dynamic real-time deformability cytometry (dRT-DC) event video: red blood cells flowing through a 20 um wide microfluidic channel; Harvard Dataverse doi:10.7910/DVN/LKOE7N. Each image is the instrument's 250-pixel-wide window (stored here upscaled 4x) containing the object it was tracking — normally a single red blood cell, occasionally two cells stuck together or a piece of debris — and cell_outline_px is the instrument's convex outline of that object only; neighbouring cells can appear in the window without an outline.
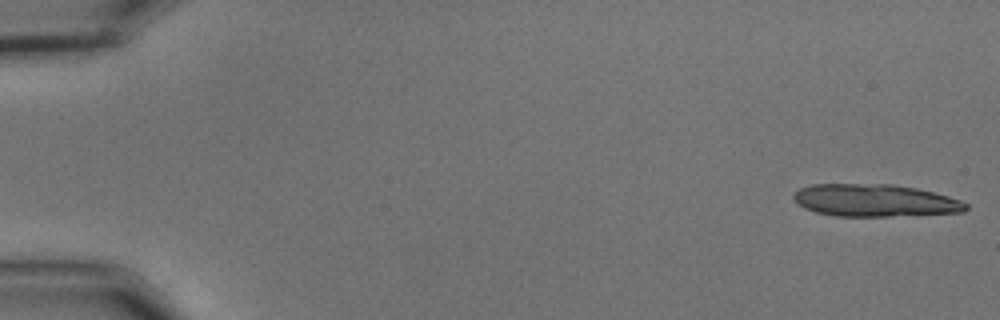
{"species": "common noctule bat (a hibernating species)", "species_latin": "Nyctalus noctula", "temperature_condition": "cold", "stored_images_in_passage": 15, "camera_frame_rate_fps": 3000, "um_per_image_px": 0.085, "animal": {"sex": "male", "body_mass_g": 15.6}, "frame": {"image": 1, "passage_image": 1, "time_ms": 0.0, "image_size_px": [1000, 320], "cell_outline_px": [[968, 208], [964, 212], [892, 216], [836, 216], [816, 212], [804, 208], [796, 204], [792, 200], [792, 196], [800, 188], [812, 184], [892, 184], [916, 188], [948, 196], [960, 200], [968, 204]], "centroid_in_image_um": [74.33, 17.04], "position_along_channel_um": 10.7, "area_um2": 32.6}}